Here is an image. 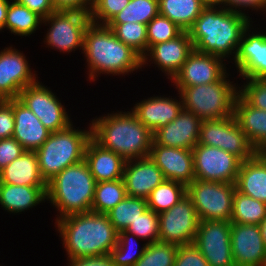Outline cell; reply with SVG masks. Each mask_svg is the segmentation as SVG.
Listing matches in <instances>:
<instances>
[{
    "label": "cell",
    "instance_id": "cell-6",
    "mask_svg": "<svg viewBox=\"0 0 266 266\" xmlns=\"http://www.w3.org/2000/svg\"><path fill=\"white\" fill-rule=\"evenodd\" d=\"M91 139V124L88 130L67 129L50 133L48 139L35 152L38 156L39 171L46 183L66 167L84 160L85 148Z\"/></svg>",
    "mask_w": 266,
    "mask_h": 266
},
{
    "label": "cell",
    "instance_id": "cell-32",
    "mask_svg": "<svg viewBox=\"0 0 266 266\" xmlns=\"http://www.w3.org/2000/svg\"><path fill=\"white\" fill-rule=\"evenodd\" d=\"M265 217L266 203L235 190L230 222L259 225Z\"/></svg>",
    "mask_w": 266,
    "mask_h": 266
},
{
    "label": "cell",
    "instance_id": "cell-35",
    "mask_svg": "<svg viewBox=\"0 0 266 266\" xmlns=\"http://www.w3.org/2000/svg\"><path fill=\"white\" fill-rule=\"evenodd\" d=\"M147 209V200L126 196L106 214L115 229L120 232L126 230L127 227L138 219Z\"/></svg>",
    "mask_w": 266,
    "mask_h": 266
},
{
    "label": "cell",
    "instance_id": "cell-53",
    "mask_svg": "<svg viewBox=\"0 0 266 266\" xmlns=\"http://www.w3.org/2000/svg\"><path fill=\"white\" fill-rule=\"evenodd\" d=\"M201 2L206 6H222V0H201Z\"/></svg>",
    "mask_w": 266,
    "mask_h": 266
},
{
    "label": "cell",
    "instance_id": "cell-38",
    "mask_svg": "<svg viewBox=\"0 0 266 266\" xmlns=\"http://www.w3.org/2000/svg\"><path fill=\"white\" fill-rule=\"evenodd\" d=\"M134 238L136 240L137 237L125 230L118 232L117 244L109 254L114 266H133L142 257L148 243H144L139 250V244ZM132 243H137L136 247Z\"/></svg>",
    "mask_w": 266,
    "mask_h": 266
},
{
    "label": "cell",
    "instance_id": "cell-24",
    "mask_svg": "<svg viewBox=\"0 0 266 266\" xmlns=\"http://www.w3.org/2000/svg\"><path fill=\"white\" fill-rule=\"evenodd\" d=\"M154 96L136 103L131 111L152 133L173 121L182 111V100Z\"/></svg>",
    "mask_w": 266,
    "mask_h": 266
},
{
    "label": "cell",
    "instance_id": "cell-34",
    "mask_svg": "<svg viewBox=\"0 0 266 266\" xmlns=\"http://www.w3.org/2000/svg\"><path fill=\"white\" fill-rule=\"evenodd\" d=\"M184 196H186V186L184 184L164 180L150 193L147 205L150 210L160 214L171 209Z\"/></svg>",
    "mask_w": 266,
    "mask_h": 266
},
{
    "label": "cell",
    "instance_id": "cell-17",
    "mask_svg": "<svg viewBox=\"0 0 266 266\" xmlns=\"http://www.w3.org/2000/svg\"><path fill=\"white\" fill-rule=\"evenodd\" d=\"M251 24L243 31L234 58L239 77L266 79V32H251Z\"/></svg>",
    "mask_w": 266,
    "mask_h": 266
},
{
    "label": "cell",
    "instance_id": "cell-10",
    "mask_svg": "<svg viewBox=\"0 0 266 266\" xmlns=\"http://www.w3.org/2000/svg\"><path fill=\"white\" fill-rule=\"evenodd\" d=\"M90 22L87 12L56 10L43 19L42 23L49 25L44 43L52 49L68 54L75 49H83L84 32Z\"/></svg>",
    "mask_w": 266,
    "mask_h": 266
},
{
    "label": "cell",
    "instance_id": "cell-36",
    "mask_svg": "<svg viewBox=\"0 0 266 266\" xmlns=\"http://www.w3.org/2000/svg\"><path fill=\"white\" fill-rule=\"evenodd\" d=\"M124 44L131 47L141 57L148 51L147 25L141 23H107L106 24Z\"/></svg>",
    "mask_w": 266,
    "mask_h": 266
},
{
    "label": "cell",
    "instance_id": "cell-48",
    "mask_svg": "<svg viewBox=\"0 0 266 266\" xmlns=\"http://www.w3.org/2000/svg\"><path fill=\"white\" fill-rule=\"evenodd\" d=\"M43 19L56 11L52 0H16Z\"/></svg>",
    "mask_w": 266,
    "mask_h": 266
},
{
    "label": "cell",
    "instance_id": "cell-3",
    "mask_svg": "<svg viewBox=\"0 0 266 266\" xmlns=\"http://www.w3.org/2000/svg\"><path fill=\"white\" fill-rule=\"evenodd\" d=\"M88 78L95 81L99 74L126 75L142 69V57L119 40L107 25L90 22L83 38Z\"/></svg>",
    "mask_w": 266,
    "mask_h": 266
},
{
    "label": "cell",
    "instance_id": "cell-9",
    "mask_svg": "<svg viewBox=\"0 0 266 266\" xmlns=\"http://www.w3.org/2000/svg\"><path fill=\"white\" fill-rule=\"evenodd\" d=\"M198 144L221 148L242 162L257 154V150L241 130L234 116L202 120Z\"/></svg>",
    "mask_w": 266,
    "mask_h": 266
},
{
    "label": "cell",
    "instance_id": "cell-31",
    "mask_svg": "<svg viewBox=\"0 0 266 266\" xmlns=\"http://www.w3.org/2000/svg\"><path fill=\"white\" fill-rule=\"evenodd\" d=\"M42 22L43 18L37 13L32 12L16 0H10L6 21L0 31L6 28L14 35L29 37L39 29L37 27L41 26Z\"/></svg>",
    "mask_w": 266,
    "mask_h": 266
},
{
    "label": "cell",
    "instance_id": "cell-5",
    "mask_svg": "<svg viewBox=\"0 0 266 266\" xmlns=\"http://www.w3.org/2000/svg\"><path fill=\"white\" fill-rule=\"evenodd\" d=\"M96 181L85 160L70 165L47 183V201L59 211L56 220L91 211Z\"/></svg>",
    "mask_w": 266,
    "mask_h": 266
},
{
    "label": "cell",
    "instance_id": "cell-20",
    "mask_svg": "<svg viewBox=\"0 0 266 266\" xmlns=\"http://www.w3.org/2000/svg\"><path fill=\"white\" fill-rule=\"evenodd\" d=\"M149 157L162 171L165 180L176 181L186 187L195 180L192 150L166 147L152 141Z\"/></svg>",
    "mask_w": 266,
    "mask_h": 266
},
{
    "label": "cell",
    "instance_id": "cell-15",
    "mask_svg": "<svg viewBox=\"0 0 266 266\" xmlns=\"http://www.w3.org/2000/svg\"><path fill=\"white\" fill-rule=\"evenodd\" d=\"M223 61L222 57L193 50L171 82L178 90L217 82L228 72Z\"/></svg>",
    "mask_w": 266,
    "mask_h": 266
},
{
    "label": "cell",
    "instance_id": "cell-45",
    "mask_svg": "<svg viewBox=\"0 0 266 266\" xmlns=\"http://www.w3.org/2000/svg\"><path fill=\"white\" fill-rule=\"evenodd\" d=\"M25 149L13 137L0 140V171L17 159Z\"/></svg>",
    "mask_w": 266,
    "mask_h": 266
},
{
    "label": "cell",
    "instance_id": "cell-33",
    "mask_svg": "<svg viewBox=\"0 0 266 266\" xmlns=\"http://www.w3.org/2000/svg\"><path fill=\"white\" fill-rule=\"evenodd\" d=\"M126 196L127 194L123 178L114 181L97 182L91 211L106 214Z\"/></svg>",
    "mask_w": 266,
    "mask_h": 266
},
{
    "label": "cell",
    "instance_id": "cell-42",
    "mask_svg": "<svg viewBox=\"0 0 266 266\" xmlns=\"http://www.w3.org/2000/svg\"><path fill=\"white\" fill-rule=\"evenodd\" d=\"M130 0H93L89 12L92 23L106 25L116 14L124 9Z\"/></svg>",
    "mask_w": 266,
    "mask_h": 266
},
{
    "label": "cell",
    "instance_id": "cell-2",
    "mask_svg": "<svg viewBox=\"0 0 266 266\" xmlns=\"http://www.w3.org/2000/svg\"><path fill=\"white\" fill-rule=\"evenodd\" d=\"M250 20L249 16L222 6L205 7L188 30L194 50L224 60L231 56L234 59L243 31L253 22Z\"/></svg>",
    "mask_w": 266,
    "mask_h": 266
},
{
    "label": "cell",
    "instance_id": "cell-8",
    "mask_svg": "<svg viewBox=\"0 0 266 266\" xmlns=\"http://www.w3.org/2000/svg\"><path fill=\"white\" fill-rule=\"evenodd\" d=\"M235 183L195 179L186 187L200 221H230L233 211Z\"/></svg>",
    "mask_w": 266,
    "mask_h": 266
},
{
    "label": "cell",
    "instance_id": "cell-25",
    "mask_svg": "<svg viewBox=\"0 0 266 266\" xmlns=\"http://www.w3.org/2000/svg\"><path fill=\"white\" fill-rule=\"evenodd\" d=\"M84 160L96 182L123 178L126 161L117 153L101 147L92 138L86 145Z\"/></svg>",
    "mask_w": 266,
    "mask_h": 266
},
{
    "label": "cell",
    "instance_id": "cell-16",
    "mask_svg": "<svg viewBox=\"0 0 266 266\" xmlns=\"http://www.w3.org/2000/svg\"><path fill=\"white\" fill-rule=\"evenodd\" d=\"M26 56L11 47L0 52V100L18 98L20 91L37 81Z\"/></svg>",
    "mask_w": 266,
    "mask_h": 266
},
{
    "label": "cell",
    "instance_id": "cell-43",
    "mask_svg": "<svg viewBox=\"0 0 266 266\" xmlns=\"http://www.w3.org/2000/svg\"><path fill=\"white\" fill-rule=\"evenodd\" d=\"M239 94L253 107L266 111V79H245Z\"/></svg>",
    "mask_w": 266,
    "mask_h": 266
},
{
    "label": "cell",
    "instance_id": "cell-30",
    "mask_svg": "<svg viewBox=\"0 0 266 266\" xmlns=\"http://www.w3.org/2000/svg\"><path fill=\"white\" fill-rule=\"evenodd\" d=\"M206 6L201 0H159V14L188 31Z\"/></svg>",
    "mask_w": 266,
    "mask_h": 266
},
{
    "label": "cell",
    "instance_id": "cell-52",
    "mask_svg": "<svg viewBox=\"0 0 266 266\" xmlns=\"http://www.w3.org/2000/svg\"><path fill=\"white\" fill-rule=\"evenodd\" d=\"M259 227L261 229L262 239H263L264 245L266 247V217L259 224Z\"/></svg>",
    "mask_w": 266,
    "mask_h": 266
},
{
    "label": "cell",
    "instance_id": "cell-49",
    "mask_svg": "<svg viewBox=\"0 0 266 266\" xmlns=\"http://www.w3.org/2000/svg\"><path fill=\"white\" fill-rule=\"evenodd\" d=\"M56 10H77L89 13L93 0H52Z\"/></svg>",
    "mask_w": 266,
    "mask_h": 266
},
{
    "label": "cell",
    "instance_id": "cell-46",
    "mask_svg": "<svg viewBox=\"0 0 266 266\" xmlns=\"http://www.w3.org/2000/svg\"><path fill=\"white\" fill-rule=\"evenodd\" d=\"M14 124L13 107L6 100H0V140L13 136Z\"/></svg>",
    "mask_w": 266,
    "mask_h": 266
},
{
    "label": "cell",
    "instance_id": "cell-50",
    "mask_svg": "<svg viewBox=\"0 0 266 266\" xmlns=\"http://www.w3.org/2000/svg\"><path fill=\"white\" fill-rule=\"evenodd\" d=\"M68 261V266H114L109 255L101 257L68 259Z\"/></svg>",
    "mask_w": 266,
    "mask_h": 266
},
{
    "label": "cell",
    "instance_id": "cell-44",
    "mask_svg": "<svg viewBox=\"0 0 266 266\" xmlns=\"http://www.w3.org/2000/svg\"><path fill=\"white\" fill-rule=\"evenodd\" d=\"M173 266H209L194 243L179 245Z\"/></svg>",
    "mask_w": 266,
    "mask_h": 266
},
{
    "label": "cell",
    "instance_id": "cell-14",
    "mask_svg": "<svg viewBox=\"0 0 266 266\" xmlns=\"http://www.w3.org/2000/svg\"><path fill=\"white\" fill-rule=\"evenodd\" d=\"M230 221H200L194 244L209 266H235L231 249Z\"/></svg>",
    "mask_w": 266,
    "mask_h": 266
},
{
    "label": "cell",
    "instance_id": "cell-37",
    "mask_svg": "<svg viewBox=\"0 0 266 266\" xmlns=\"http://www.w3.org/2000/svg\"><path fill=\"white\" fill-rule=\"evenodd\" d=\"M159 14V0H130L129 4L108 23L148 24Z\"/></svg>",
    "mask_w": 266,
    "mask_h": 266
},
{
    "label": "cell",
    "instance_id": "cell-27",
    "mask_svg": "<svg viewBox=\"0 0 266 266\" xmlns=\"http://www.w3.org/2000/svg\"><path fill=\"white\" fill-rule=\"evenodd\" d=\"M47 186H24L0 183L1 208L10 213H21L47 200Z\"/></svg>",
    "mask_w": 266,
    "mask_h": 266
},
{
    "label": "cell",
    "instance_id": "cell-29",
    "mask_svg": "<svg viewBox=\"0 0 266 266\" xmlns=\"http://www.w3.org/2000/svg\"><path fill=\"white\" fill-rule=\"evenodd\" d=\"M235 185L240 193L266 203V162L258 153L241 163Z\"/></svg>",
    "mask_w": 266,
    "mask_h": 266
},
{
    "label": "cell",
    "instance_id": "cell-13",
    "mask_svg": "<svg viewBox=\"0 0 266 266\" xmlns=\"http://www.w3.org/2000/svg\"><path fill=\"white\" fill-rule=\"evenodd\" d=\"M159 242L184 245L193 243L200 219L186 195L171 209L158 214Z\"/></svg>",
    "mask_w": 266,
    "mask_h": 266
},
{
    "label": "cell",
    "instance_id": "cell-51",
    "mask_svg": "<svg viewBox=\"0 0 266 266\" xmlns=\"http://www.w3.org/2000/svg\"><path fill=\"white\" fill-rule=\"evenodd\" d=\"M9 2V0H0V29L5 24Z\"/></svg>",
    "mask_w": 266,
    "mask_h": 266
},
{
    "label": "cell",
    "instance_id": "cell-11",
    "mask_svg": "<svg viewBox=\"0 0 266 266\" xmlns=\"http://www.w3.org/2000/svg\"><path fill=\"white\" fill-rule=\"evenodd\" d=\"M18 99L40 119L51 133L65 130L73 123L61 101L38 80L22 89Z\"/></svg>",
    "mask_w": 266,
    "mask_h": 266
},
{
    "label": "cell",
    "instance_id": "cell-12",
    "mask_svg": "<svg viewBox=\"0 0 266 266\" xmlns=\"http://www.w3.org/2000/svg\"><path fill=\"white\" fill-rule=\"evenodd\" d=\"M195 179L236 183L242 161L217 147L197 144L193 149Z\"/></svg>",
    "mask_w": 266,
    "mask_h": 266
},
{
    "label": "cell",
    "instance_id": "cell-23",
    "mask_svg": "<svg viewBox=\"0 0 266 266\" xmlns=\"http://www.w3.org/2000/svg\"><path fill=\"white\" fill-rule=\"evenodd\" d=\"M14 113L13 138L27 151H36L48 139L50 131L40 119L18 98L6 100Z\"/></svg>",
    "mask_w": 266,
    "mask_h": 266
},
{
    "label": "cell",
    "instance_id": "cell-22",
    "mask_svg": "<svg viewBox=\"0 0 266 266\" xmlns=\"http://www.w3.org/2000/svg\"><path fill=\"white\" fill-rule=\"evenodd\" d=\"M123 180L127 196L147 200L150 193L165 178L162 171L148 156L126 161Z\"/></svg>",
    "mask_w": 266,
    "mask_h": 266
},
{
    "label": "cell",
    "instance_id": "cell-47",
    "mask_svg": "<svg viewBox=\"0 0 266 266\" xmlns=\"http://www.w3.org/2000/svg\"><path fill=\"white\" fill-rule=\"evenodd\" d=\"M222 7L233 12L249 15L244 12L247 8L256 10V12L258 10L266 12V0H222Z\"/></svg>",
    "mask_w": 266,
    "mask_h": 266
},
{
    "label": "cell",
    "instance_id": "cell-1",
    "mask_svg": "<svg viewBox=\"0 0 266 266\" xmlns=\"http://www.w3.org/2000/svg\"><path fill=\"white\" fill-rule=\"evenodd\" d=\"M55 221L67 259L107 256L117 244L118 231L107 214L89 211Z\"/></svg>",
    "mask_w": 266,
    "mask_h": 266
},
{
    "label": "cell",
    "instance_id": "cell-26",
    "mask_svg": "<svg viewBox=\"0 0 266 266\" xmlns=\"http://www.w3.org/2000/svg\"><path fill=\"white\" fill-rule=\"evenodd\" d=\"M233 116L257 151L266 145L265 110L251 106L238 93L234 102Z\"/></svg>",
    "mask_w": 266,
    "mask_h": 266
},
{
    "label": "cell",
    "instance_id": "cell-18",
    "mask_svg": "<svg viewBox=\"0 0 266 266\" xmlns=\"http://www.w3.org/2000/svg\"><path fill=\"white\" fill-rule=\"evenodd\" d=\"M230 240L235 266H266V247L259 225L231 222Z\"/></svg>",
    "mask_w": 266,
    "mask_h": 266
},
{
    "label": "cell",
    "instance_id": "cell-39",
    "mask_svg": "<svg viewBox=\"0 0 266 266\" xmlns=\"http://www.w3.org/2000/svg\"><path fill=\"white\" fill-rule=\"evenodd\" d=\"M178 247L163 242L147 244L142 257L133 266H173Z\"/></svg>",
    "mask_w": 266,
    "mask_h": 266
},
{
    "label": "cell",
    "instance_id": "cell-19",
    "mask_svg": "<svg viewBox=\"0 0 266 266\" xmlns=\"http://www.w3.org/2000/svg\"><path fill=\"white\" fill-rule=\"evenodd\" d=\"M193 50L189 32L183 31L174 39L152 45L142 57V67L152 61L169 80H172Z\"/></svg>",
    "mask_w": 266,
    "mask_h": 266
},
{
    "label": "cell",
    "instance_id": "cell-28",
    "mask_svg": "<svg viewBox=\"0 0 266 266\" xmlns=\"http://www.w3.org/2000/svg\"><path fill=\"white\" fill-rule=\"evenodd\" d=\"M0 183L47 186L39 171L38 156L35 151L25 150L0 171Z\"/></svg>",
    "mask_w": 266,
    "mask_h": 266
},
{
    "label": "cell",
    "instance_id": "cell-4",
    "mask_svg": "<svg viewBox=\"0 0 266 266\" xmlns=\"http://www.w3.org/2000/svg\"><path fill=\"white\" fill-rule=\"evenodd\" d=\"M91 138L101 147L117 153L125 161L149 156L153 133L132 111L108 113L92 119Z\"/></svg>",
    "mask_w": 266,
    "mask_h": 266
},
{
    "label": "cell",
    "instance_id": "cell-54",
    "mask_svg": "<svg viewBox=\"0 0 266 266\" xmlns=\"http://www.w3.org/2000/svg\"><path fill=\"white\" fill-rule=\"evenodd\" d=\"M257 153L263 158L266 162V145H264L261 149L257 151Z\"/></svg>",
    "mask_w": 266,
    "mask_h": 266
},
{
    "label": "cell",
    "instance_id": "cell-41",
    "mask_svg": "<svg viewBox=\"0 0 266 266\" xmlns=\"http://www.w3.org/2000/svg\"><path fill=\"white\" fill-rule=\"evenodd\" d=\"M183 31L170 19L158 14L147 24L148 49L152 45L178 37Z\"/></svg>",
    "mask_w": 266,
    "mask_h": 266
},
{
    "label": "cell",
    "instance_id": "cell-40",
    "mask_svg": "<svg viewBox=\"0 0 266 266\" xmlns=\"http://www.w3.org/2000/svg\"><path fill=\"white\" fill-rule=\"evenodd\" d=\"M125 231L134 234L137 237V241L138 239L143 241L146 239L148 244L159 242L158 214L148 208Z\"/></svg>",
    "mask_w": 266,
    "mask_h": 266
},
{
    "label": "cell",
    "instance_id": "cell-21",
    "mask_svg": "<svg viewBox=\"0 0 266 266\" xmlns=\"http://www.w3.org/2000/svg\"><path fill=\"white\" fill-rule=\"evenodd\" d=\"M201 123L194 113L182 109L173 121L153 133V141L166 147L192 150L198 144Z\"/></svg>",
    "mask_w": 266,
    "mask_h": 266
},
{
    "label": "cell",
    "instance_id": "cell-7",
    "mask_svg": "<svg viewBox=\"0 0 266 266\" xmlns=\"http://www.w3.org/2000/svg\"><path fill=\"white\" fill-rule=\"evenodd\" d=\"M228 76L226 73L217 82L178 90L183 109L194 113L201 120L232 117L239 86L227 79Z\"/></svg>",
    "mask_w": 266,
    "mask_h": 266
}]
</instances>
